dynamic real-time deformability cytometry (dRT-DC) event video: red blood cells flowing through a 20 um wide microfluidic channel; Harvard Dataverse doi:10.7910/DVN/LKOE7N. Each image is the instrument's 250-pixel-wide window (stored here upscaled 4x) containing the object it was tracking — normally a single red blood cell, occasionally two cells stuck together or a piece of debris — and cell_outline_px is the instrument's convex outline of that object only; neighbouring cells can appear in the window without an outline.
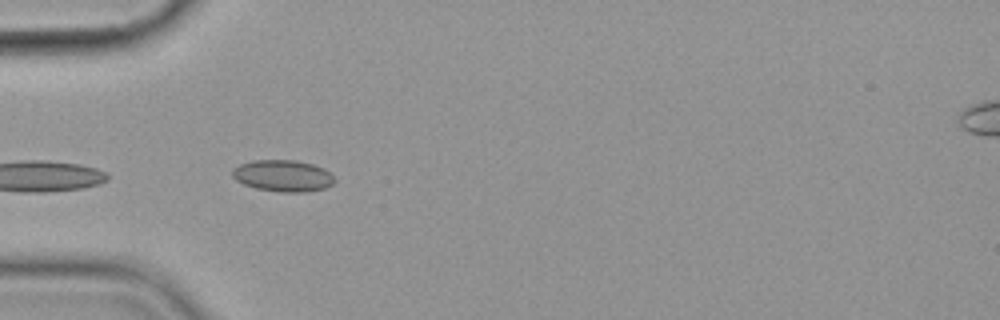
{"species": "common noctule bat (a hibernating species)", "species_latin": "Nyctalus noctula", "temperature_condition": "cold", "stored_images_in_passage": 10, "camera_frame_rate_fps": 3000, "um_per_image_px": 0.085, "animal": {"sex": "female", "body_mass_g": 19.9}, "frame": {"image": 1, "passage_image": 4, "time_ms": 4.667, "image_size_px": [1000, 320], "cell_outline_px": [[336, 180], [332, 184], [324, 188], [308, 192], [280, 192], [256, 188], [244, 184], [236, 180], [232, 176], [232, 168], [240, 164], [252, 160], [296, 160], [312, 164], [324, 168]], "centroid_in_image_um": [24.03, 14.94], "position_along_channel_um": 61.0, "area_um2": 18.84}}
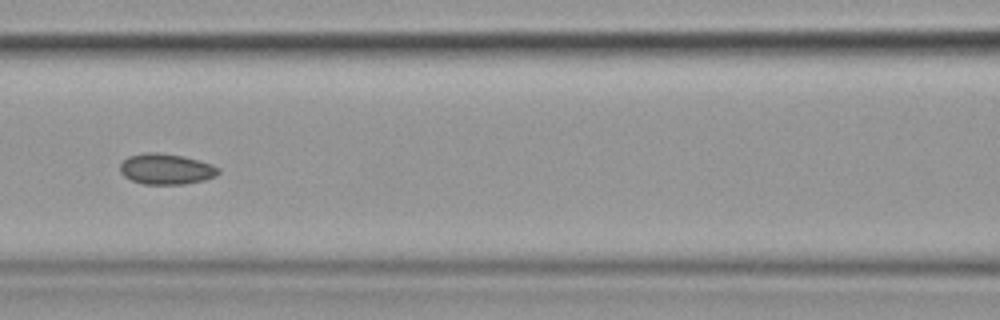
{"frame": {"image": 2, "passage_image": 6, "time_ms": 7.333, "image_size_px": [1000, 320], "cell_outline_px": [[220, 172], [216, 176], [204, 180], [184, 184], [144, 184], [132, 180], [124, 176], [120, 172], [120, 164], [128, 156], [144, 152], [156, 152], [184, 156], [212, 164], [220, 168]], "centroid_in_image_um": [14.13, 14.36], "position_along_channel_um": 152.5, "area_um2": 17.69}}
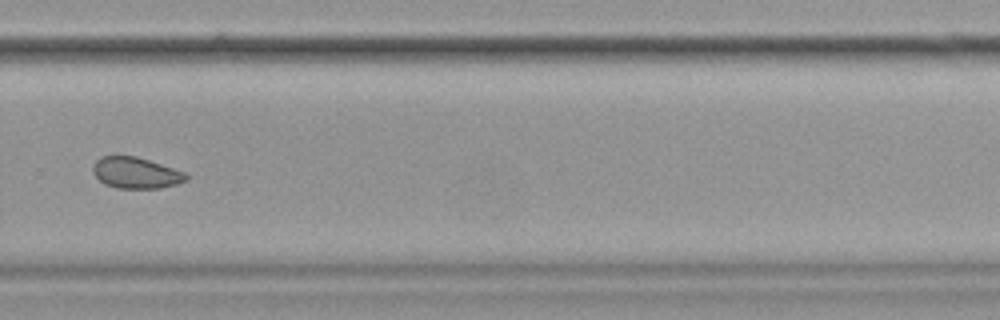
{"frame": {"image": 3, "passage_image": 10, "time_ms": 12.0, "image_size_px": [1000, 320], "cell_outline_px": [[188, 180], [176, 184], [160, 188], [116, 188], [104, 184], [92, 172], [92, 168], [96, 160], [100, 156], [136, 156], [184, 172], [188, 176]], "centroid_in_image_um": [11.52, 14.7], "position_along_channel_um": 318.3, "area_um2": 16.82}}